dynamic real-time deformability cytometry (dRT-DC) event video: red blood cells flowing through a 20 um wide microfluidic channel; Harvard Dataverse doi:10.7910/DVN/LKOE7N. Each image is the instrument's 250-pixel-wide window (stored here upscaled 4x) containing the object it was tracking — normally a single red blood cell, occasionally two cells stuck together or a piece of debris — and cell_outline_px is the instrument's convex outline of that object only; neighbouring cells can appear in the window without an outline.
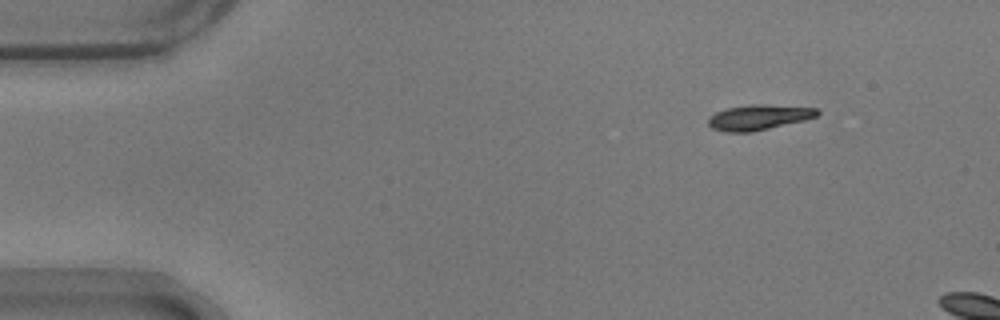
{"species": "common noctule bat (a hibernating species)", "species_latin": "Nyctalus noctula", "temperature_condition": "warm", "stored_images_in_passage": 5, "camera_frame_rate_fps": 3000, "um_per_image_px": 0.085, "animal": {"sex": "male", "body_mass_g": 17.9}, "frame": {"image": 1, "passage_image": 1, "time_ms": 0.0, "image_size_px": [1000, 320], "cell_outline_px": [[820, 112], [816, 116], [804, 120], [752, 132], [724, 132], [712, 128], [708, 124], [708, 120], [716, 112], [728, 108], [748, 104], [764, 104], [816, 108]], "centroid_in_image_um": [64.48, 9.97], "position_along_channel_um": 20.5, "area_um2": 15.9}}